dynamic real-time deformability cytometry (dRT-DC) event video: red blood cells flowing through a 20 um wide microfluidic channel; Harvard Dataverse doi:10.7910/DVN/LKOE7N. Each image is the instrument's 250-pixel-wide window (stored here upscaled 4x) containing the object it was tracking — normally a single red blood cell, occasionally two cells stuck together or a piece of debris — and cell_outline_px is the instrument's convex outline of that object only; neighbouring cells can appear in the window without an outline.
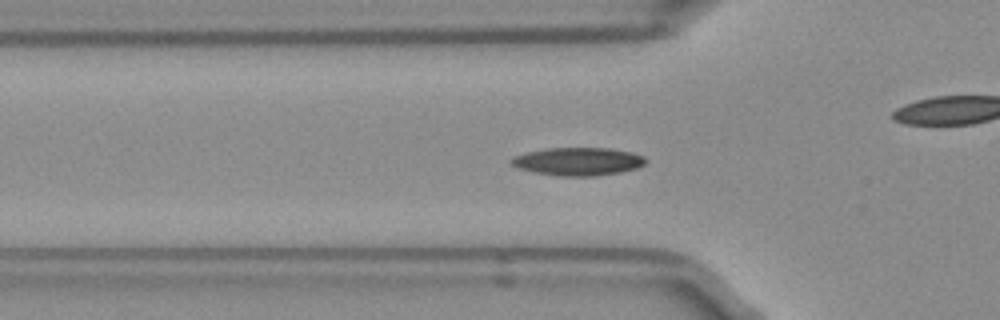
{"species": "Egyptian fruit bat (a non-hibernating species)", "species_latin": "Rousettus aegyptiacus", "temperature_condition": "room temperature", "stored_images_in_passage": 52, "camera_frame_rate_fps": 3000, "um_per_image_px": 0.085, "frame": {"image": 1, "passage_image": 16, "time_ms": 5.0, "image_size_px": [1000, 320], "cell_outline_px": [[648, 160], [644, 164], [636, 168], [620, 172], [596, 176], [556, 176], [536, 172], [520, 168], [512, 164], [508, 160], [516, 156], [528, 152], [548, 148], [612, 148], [632, 152], [644, 156]], "centroid_in_image_um": [49.18, 13.72], "position_along_channel_um": 76.6, "area_um2": 21.85}, "authors_computed_cell_mechanics": {"area_um2": 20.2011, "velocity_mm_per_s": 3.9437, "shape_relaxation_time_tau1_ms": 4.4058, "shape_relaxation_time_tau2_ms": 8.8543, "deformation_change_tau1": 0.1289, "deformation_change_tau2": 0.1011}}